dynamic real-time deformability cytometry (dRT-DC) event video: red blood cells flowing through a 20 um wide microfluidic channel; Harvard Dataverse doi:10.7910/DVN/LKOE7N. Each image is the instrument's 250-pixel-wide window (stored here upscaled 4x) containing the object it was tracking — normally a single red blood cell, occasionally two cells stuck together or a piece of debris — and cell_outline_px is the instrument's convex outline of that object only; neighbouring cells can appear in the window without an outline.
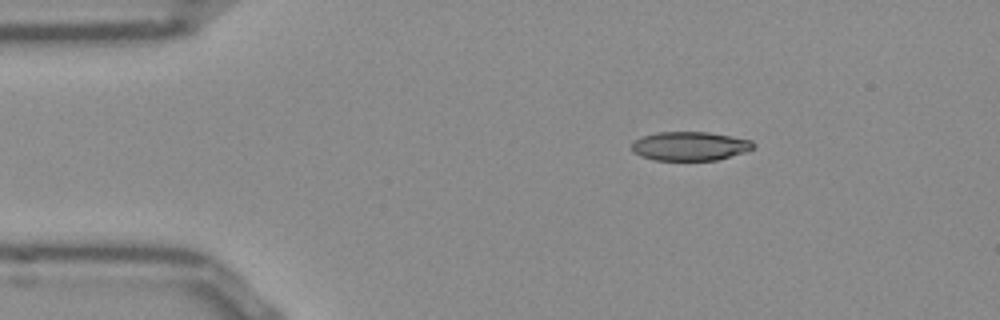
{"species": "Egyptian fruit bat (a non-hibernating species)", "species_latin": "Rousettus aegyptiacus", "temperature_condition": "room temperature", "stored_images_in_passage": 51, "camera_frame_rate_fps": 3000, "um_per_image_px": 0.085, "frame": {"image": 1, "passage_image": 7, "time_ms": 2.0, "image_size_px": [1000, 320], "cell_outline_px": [[756, 144], [748, 152], [716, 160], [656, 160], [640, 156], [632, 152], [632, 144], [636, 140], [644, 136], [656, 132], [708, 132], [752, 140]], "centroid_in_image_um": [58.67, 12.42], "position_along_channel_um": 26.3, "area_um2": 20.52}}
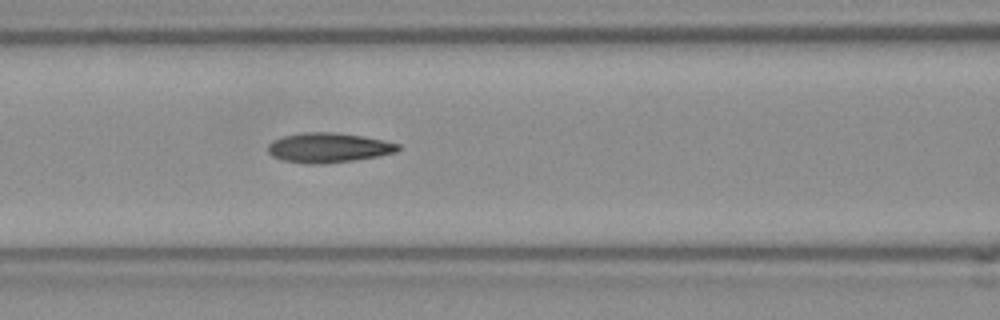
{"frame": {"image": 2, "passage_image": 20, "time_ms": 6.333, "image_size_px": [1000, 320], "cell_outline_px": [[400, 148], [396, 152], [376, 156], [352, 160], [320, 164], [304, 164], [284, 160], [272, 156], [268, 152], [268, 144], [272, 140], [284, 136], [300, 132], [332, 132], [364, 136], [384, 140], [400, 144]], "centroid_in_image_um": [27.89, 12.54], "position_along_channel_um": 138.7, "area_um2": 22.54}}
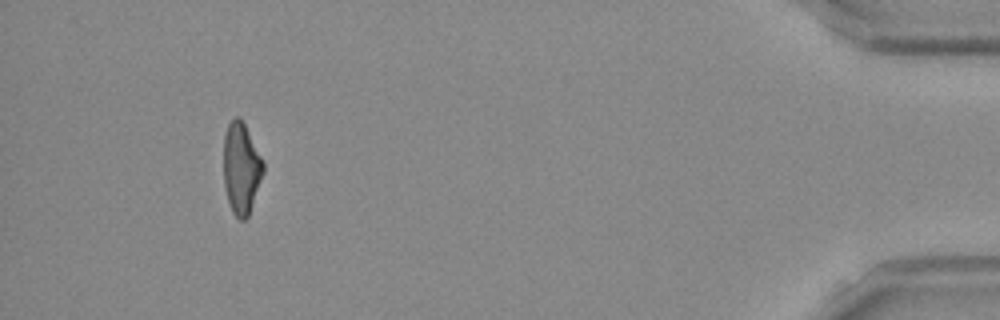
{"frame": {"image": 3, "passage_image": 47, "time_ms": 15.333, "image_size_px": [1000, 320], "cell_outline_px": [[264, 172], [248, 216], [244, 220], [240, 220], [232, 212], [224, 188], [224, 136], [228, 124], [236, 116], [240, 116], [264, 160]], "centroid_in_image_um": [20.51, 14.29], "position_along_channel_um": 414.7, "area_um2": 21.15}, "authors_computed_cell_mechanics": {"area_um2": 21.7328, "velocity_mm_per_s": 3.87, "shape_relaxation_time_tau1_ms": null, "shape_relaxation_time_tau2_ms": 3.2808, "deformation_change_tau1": null, "deformation_change_tau2": 0.1081}}